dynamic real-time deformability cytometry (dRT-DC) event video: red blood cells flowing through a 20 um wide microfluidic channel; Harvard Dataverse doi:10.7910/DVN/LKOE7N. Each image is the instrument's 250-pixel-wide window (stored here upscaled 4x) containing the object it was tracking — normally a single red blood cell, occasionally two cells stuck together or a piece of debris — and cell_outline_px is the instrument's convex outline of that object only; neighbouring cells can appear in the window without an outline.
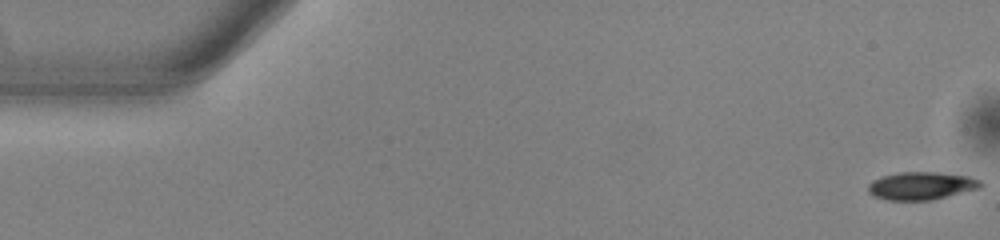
{"species": "common noctule bat (a hibernating species)", "species_latin": "Nyctalus noctula", "temperature_condition": "warm", "stored_images_in_passage": 8, "camera_frame_rate_fps": 3000, "um_per_image_px": 0.085, "animal": {"sex": "male", "body_mass_g": 13.0, "forearm_length_mm": 53.1}, "frame": {"image": 1, "passage_image": 1, "time_ms": 0.0, "image_size_px": [1000, 240], "cell_outline_px": [[984, 184], [980, 188], [932, 200], [888, 200], [872, 196], [868, 192], [868, 184], [872, 180], [880, 176], [900, 172], [936, 172], [972, 176], [980, 180]], "centroid_in_image_um": [78.31, 15.78], "position_along_channel_um": 6.7, "area_um2": 18.5}}